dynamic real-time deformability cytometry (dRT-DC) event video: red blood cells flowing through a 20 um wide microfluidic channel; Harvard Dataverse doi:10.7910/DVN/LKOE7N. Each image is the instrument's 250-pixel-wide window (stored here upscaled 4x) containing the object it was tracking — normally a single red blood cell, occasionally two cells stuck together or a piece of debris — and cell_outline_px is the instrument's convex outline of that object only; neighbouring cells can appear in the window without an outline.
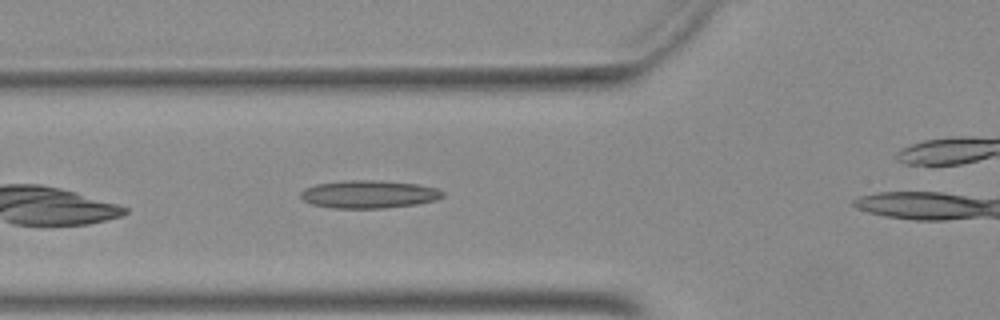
{"species": "Egyptian fruit bat (a non-hibernating species)", "species_latin": "Rousettus aegyptiacus", "temperature_condition": "warm", "stored_images_in_passage": 24, "camera_frame_rate_fps": 3000, "um_per_image_px": 0.085, "animal": {"sex": "female"}, "frame": {"image": 1, "passage_image": 6, "time_ms": 1.667, "image_size_px": [1000, 320], "cell_outline_px": [[444, 196], [436, 200], [416, 204], [384, 208], [332, 208], [312, 204], [304, 200], [300, 196], [300, 192], [304, 188], [316, 184], [344, 180], [380, 180], [420, 184], [436, 188], [444, 192]], "centroid_in_image_um": [31.36, 16.5], "position_along_channel_um": 94.4, "area_um2": 23.24}}
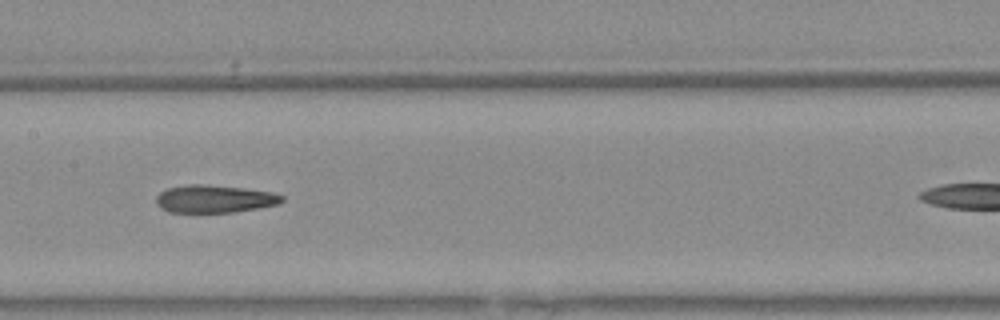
{"frame": {"image": 2, "passage_image": 13, "time_ms": 4.0, "image_size_px": [1000, 320], "cell_outline_px": [[284, 200], [276, 204], [256, 208], [232, 212], [168, 212], [160, 208], [156, 204], [156, 196], [160, 192], [168, 188], [188, 184], [200, 184], [244, 188], [272, 192], [284, 196]], "centroid_in_image_um": [18.19, 16.9], "position_along_channel_um": 189.2, "area_um2": 20.17}}
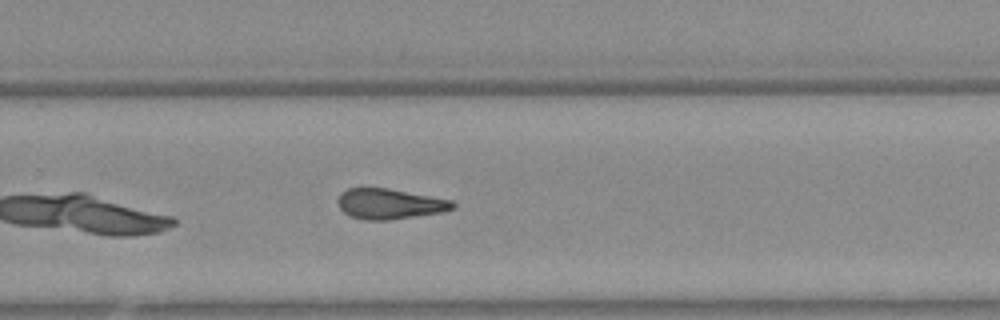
{"frame": {"image": 3, "passage_image": 21, "time_ms": 6.667, "image_size_px": [1000, 320], "cell_outline_px": [[456, 208], [444, 212], [388, 220], [364, 220], [352, 216], [344, 212], [340, 208], [340, 192], [348, 188], [388, 188], [452, 200], [456, 204]], "centroid_in_image_um": [33.18, 17.33], "position_along_channel_um": 296.6, "area_um2": 20.23}}